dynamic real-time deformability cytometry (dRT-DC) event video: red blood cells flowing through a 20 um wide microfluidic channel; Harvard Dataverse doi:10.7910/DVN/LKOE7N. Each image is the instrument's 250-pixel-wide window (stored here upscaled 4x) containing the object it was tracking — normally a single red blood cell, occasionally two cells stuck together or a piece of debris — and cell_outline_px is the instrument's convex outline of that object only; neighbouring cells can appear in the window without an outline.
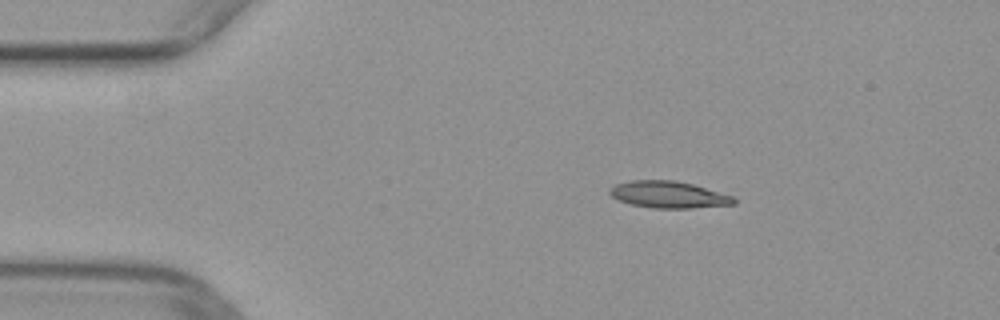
{"species": "common noctule bat (a hibernating species)", "species_latin": "Nyctalus noctula", "temperature_condition": "warm", "stored_images_in_passage": 43, "camera_frame_rate_fps": 3000, "um_per_image_px": 0.085, "animal": {"sex": "female", "body_mass_g": 29.2, "forearm_length_mm": 56.3}, "frame": {"image": 1, "passage_image": 2, "time_ms": 0.333, "image_size_px": [1000, 320], "cell_outline_px": [[736, 204], [692, 208], [652, 208], [632, 204], [620, 200], [612, 196], [608, 192], [616, 184], [632, 180], [676, 180], [692, 184], [736, 196]], "centroid_in_image_um": [56.9, 16.54], "position_along_channel_um": 28.1, "area_um2": 19.36}}
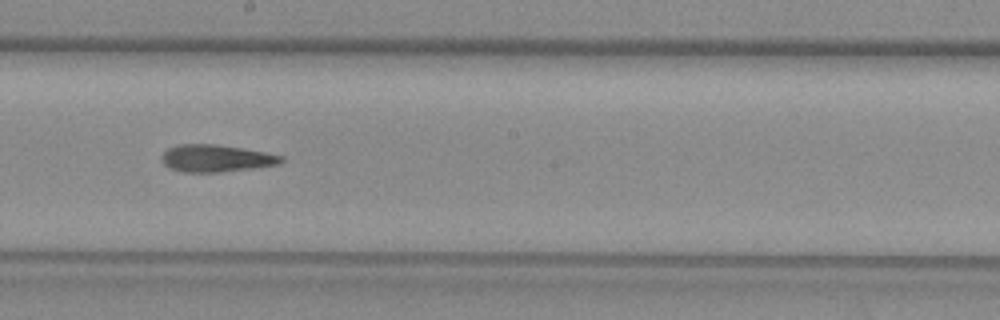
{"frame": {"image": 2, "passage_image": 21, "time_ms": 6.667, "image_size_px": [1000, 320], "cell_outline_px": [[284, 160], [280, 164], [252, 168], [220, 172], [184, 172], [172, 168], [164, 164], [164, 152], [168, 148], [180, 144], [216, 144], [244, 148], [284, 156]], "centroid_in_image_um": [18.43, 13.45], "position_along_channel_um": 229.8, "area_um2": 18.73}}
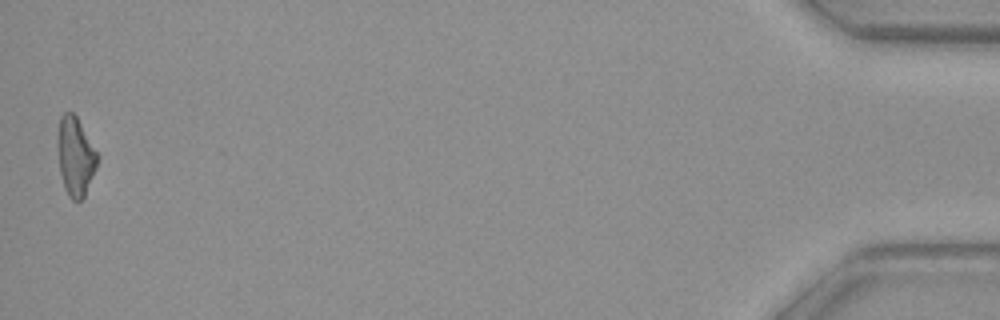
{"frame": {"image": 3, "passage_image": 43, "time_ms": 14.0, "image_size_px": [1000, 320], "cell_outline_px": [[100, 156], [96, 168], [84, 196], [80, 200], [72, 200], [68, 196], [64, 188], [60, 172], [56, 144], [56, 136], [60, 116], [64, 112], [72, 112], [76, 116]], "centroid_in_image_um": [6.39, 13.27], "position_along_channel_um": 428.8, "area_um2": 18.5}}